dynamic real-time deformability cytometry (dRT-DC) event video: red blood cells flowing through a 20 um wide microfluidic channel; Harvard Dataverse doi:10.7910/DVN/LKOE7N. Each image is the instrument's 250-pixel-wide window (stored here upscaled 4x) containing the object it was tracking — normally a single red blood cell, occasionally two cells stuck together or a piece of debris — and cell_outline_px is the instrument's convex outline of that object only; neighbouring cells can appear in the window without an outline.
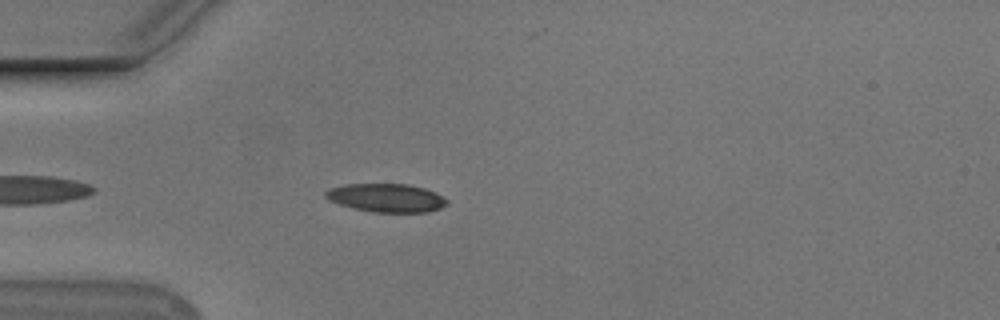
{"species": "Egyptian fruit bat (a non-hibernating species)", "species_latin": "Rousettus aegyptiacus", "temperature_condition": "cold", "stored_images_in_passage": 44, "camera_frame_rate_fps": 3000, "um_per_image_px": 0.085, "animal": {"sex": "male"}, "frame": {"image": 1, "passage_image": 5, "time_ms": 1.333, "image_size_px": [1000, 320], "cell_outline_px": [[448, 204], [440, 208], [428, 212], [372, 212], [352, 208], [328, 200], [324, 196], [324, 192], [328, 188], [348, 184], [408, 184], [424, 188], [436, 192], [448, 200]], "centroid_in_image_um": [32.83, 16.81], "position_along_channel_um": 52.2, "area_um2": 20.23}}
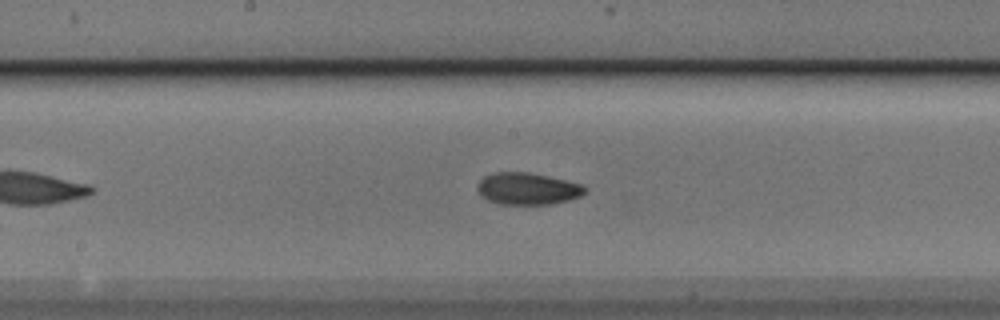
{"frame": {"image": 2, "passage_image": 18, "time_ms": 5.667, "image_size_px": [1000, 320], "cell_outline_px": [[588, 192], [580, 196], [568, 200], [552, 204], [500, 204], [488, 200], [480, 196], [476, 188], [476, 184], [484, 176], [492, 172], [528, 172], [548, 176], [584, 184], [588, 188]], "centroid_in_image_um": [44.85, 16.03], "position_along_channel_um": 203.4, "area_um2": 20.35}}
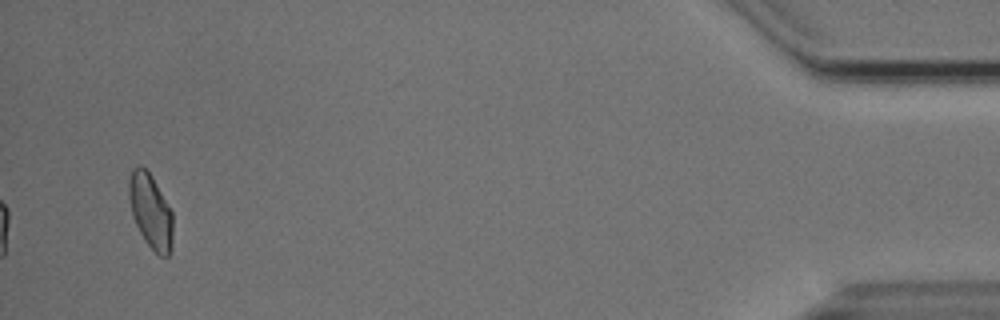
{"frame": {"image": 3, "passage_image": 42, "time_ms": 13.667, "image_size_px": [1000, 320], "cell_outline_px": [[172, 248], [168, 256], [160, 256], [144, 240], [132, 216], [128, 196], [128, 180], [132, 168], [140, 164], [152, 176], [172, 212]], "centroid_in_image_um": [12.78, 17.93], "position_along_channel_um": 422.4, "area_um2": 19.07}, "authors_computed_cell_mechanics": {"area_um2": 19.5653, "velocity_mm_per_s": 3.7415, "shape_relaxation_time_tau1_ms": 5.2876, "shape_relaxation_time_tau2_ms": 4.556, "deformation_change_tau1": 0.1302, "deformation_change_tau2": 0.0944}}